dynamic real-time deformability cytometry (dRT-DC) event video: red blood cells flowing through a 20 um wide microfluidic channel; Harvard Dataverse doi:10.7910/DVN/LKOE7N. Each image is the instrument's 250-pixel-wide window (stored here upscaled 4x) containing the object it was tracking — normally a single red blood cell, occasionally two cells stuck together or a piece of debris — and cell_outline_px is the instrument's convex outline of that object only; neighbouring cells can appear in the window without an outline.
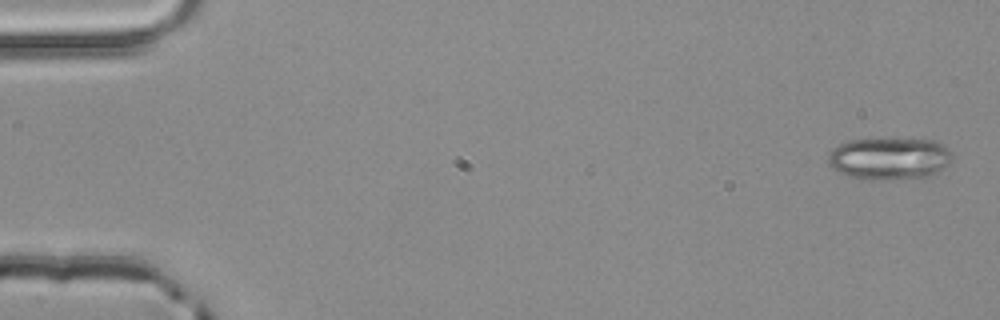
{"species": "common noctule bat (a hibernating species)", "species_latin": "Nyctalus noctula", "temperature_condition": "room temperature", "stored_images_in_passage": 4, "camera_frame_rate_fps": 3000, "um_per_image_px": 0.085, "animal": {"sex": "male", "body_mass_g": 20.4}, "frame": {"image": 1, "passage_image": 1, "time_ms": 0.0, "image_size_px": [1000, 320], "cell_outline_px": [[952, 156], [948, 164], [924, 180], [868, 180], [848, 176], [836, 172], [828, 164], [828, 156], [832, 148], [848, 140], [936, 140], [948, 148], [952, 152]], "centroid_in_image_um": [75.6, 13.53], "position_along_channel_um": 9.4, "area_um2": 30.92}}